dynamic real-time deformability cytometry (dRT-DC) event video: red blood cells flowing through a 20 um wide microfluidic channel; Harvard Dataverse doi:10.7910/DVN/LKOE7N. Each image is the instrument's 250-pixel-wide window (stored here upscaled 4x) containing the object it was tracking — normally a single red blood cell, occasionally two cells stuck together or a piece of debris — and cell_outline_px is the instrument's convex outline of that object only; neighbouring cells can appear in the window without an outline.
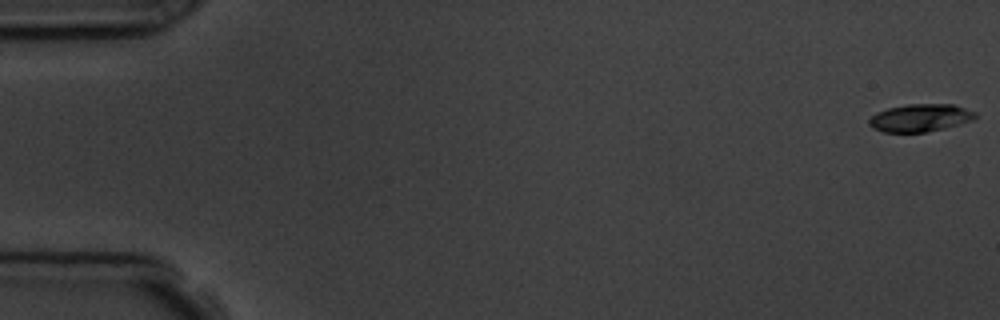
{"species": "common noctule bat (a hibernating species)", "species_latin": "Nyctalus noctula", "temperature_condition": "room temperature", "stored_images_in_passage": 5, "camera_frame_rate_fps": 3000, "um_per_image_px": 0.085, "animal": {"sex": "male", "body_mass_g": 19.5, "forearm_length_mm": 54.6}, "frame": {"image": 1, "passage_image": 1, "time_ms": 0.0, "image_size_px": [1000, 320], "cell_outline_px": [[976, 116], [972, 120], [960, 124], [944, 128], [924, 132], [884, 132], [872, 128], [868, 124], [868, 120], [876, 112], [888, 108], [908, 104], [952, 104], [976, 112]], "centroid_in_image_um": [78.19, 10.01], "position_along_channel_um": 6.8, "area_um2": 17.05}}
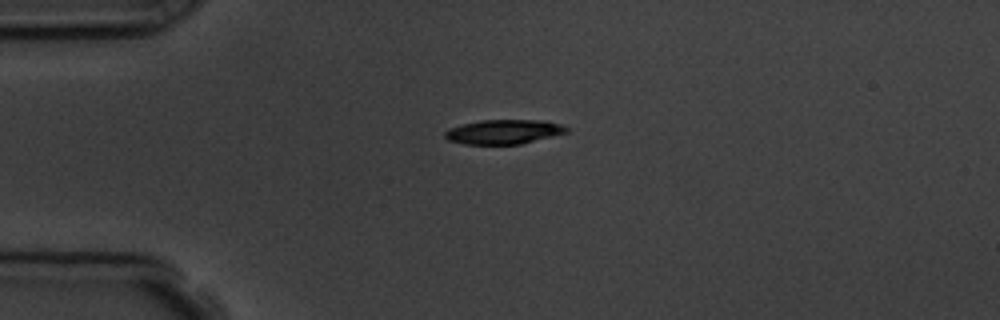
{"frame": {"image": 2, "passage_image": 4, "time_ms": 4.333, "image_size_px": [1000, 320], "cell_outline_px": [[568, 132], [520, 144], [464, 144], [448, 140], [444, 136], [444, 132], [448, 128], [480, 120], [544, 120], [560, 124], [568, 128]], "centroid_in_image_um": [42.8, 11.2], "position_along_channel_um": 42.2, "area_um2": 17.22}}